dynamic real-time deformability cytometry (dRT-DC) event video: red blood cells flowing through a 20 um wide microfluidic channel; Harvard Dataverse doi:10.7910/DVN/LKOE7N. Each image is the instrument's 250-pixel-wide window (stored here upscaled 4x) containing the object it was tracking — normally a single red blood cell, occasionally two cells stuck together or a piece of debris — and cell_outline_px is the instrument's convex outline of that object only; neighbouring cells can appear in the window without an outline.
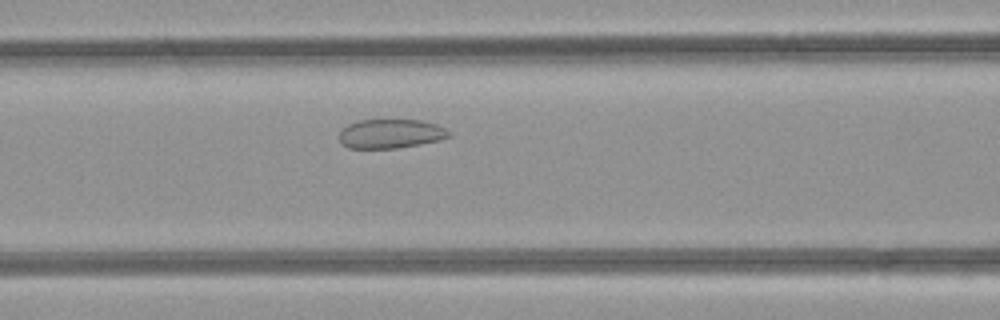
{"species": "common noctule bat (a hibernating species)", "species_latin": "Nyctalus noctula", "temperature_condition": "room temperature", "stored_images_in_passage": 32, "camera_frame_rate_fps": 3000, "um_per_image_px": 0.085, "animal": {"sex": "female", "body_mass_g": 21.9}, "frame": {"image": 1, "passage_image": 12, "time_ms": 3.667, "image_size_px": [1000, 320], "cell_outline_px": [[452, 136], [440, 140], [420, 144], [396, 148], [348, 148], [340, 140], [340, 132], [348, 124], [360, 120], [384, 116], [420, 120], [436, 124], [452, 132]], "centroid_in_image_um": [33.24, 11.31], "position_along_channel_um": 133.4, "area_um2": 19.42}}
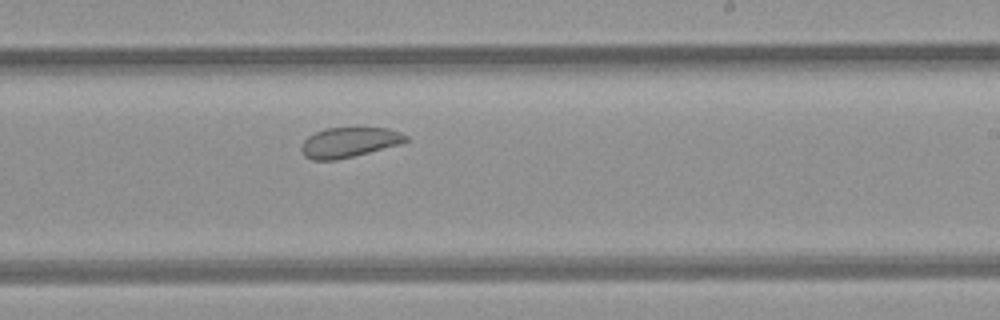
{"frame": {"image": 2, "passage_image": 21, "time_ms": 6.667, "image_size_px": [1000, 320], "cell_outline_px": [[408, 140], [404, 144], [336, 160], [312, 160], [304, 156], [300, 148], [304, 140], [308, 136], [324, 128], [388, 128], [400, 132], [408, 136]], "centroid_in_image_um": [29.7, 12.1], "position_along_channel_um": 259.3, "area_um2": 18.44}}
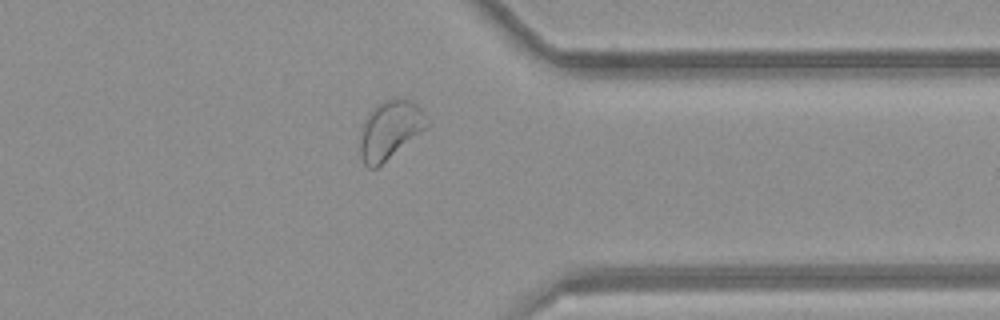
{"frame": {"image": 3, "passage_image": 30, "time_ms": 9.667, "image_size_px": [1000, 320], "cell_outline_px": [[428, 128], [376, 168], [368, 168], [364, 164], [360, 156], [360, 128], [368, 112], [372, 108], [384, 100], [408, 100], [416, 104], [420, 108], [428, 124]], "centroid_in_image_um": [33.1, 11.07], "position_along_channel_um": 378.3, "area_um2": 22.6}}